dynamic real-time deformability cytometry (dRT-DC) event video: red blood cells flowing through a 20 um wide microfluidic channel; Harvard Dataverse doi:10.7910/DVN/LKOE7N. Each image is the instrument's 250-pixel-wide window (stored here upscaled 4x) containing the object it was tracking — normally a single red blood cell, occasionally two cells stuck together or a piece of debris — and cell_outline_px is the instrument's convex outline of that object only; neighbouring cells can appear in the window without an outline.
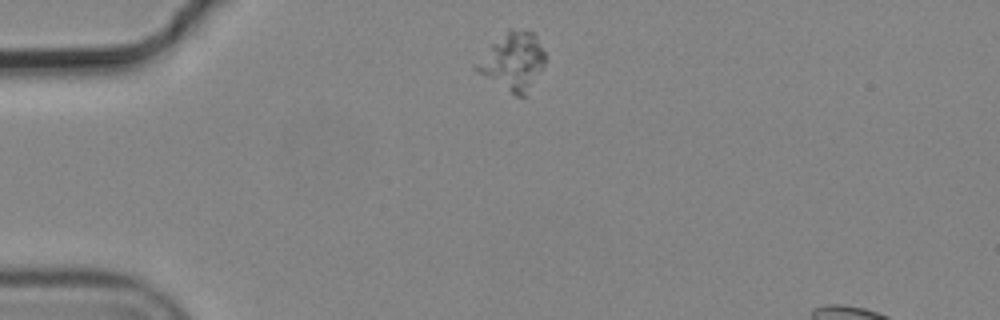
{"species": "common noctule bat (a hibernating species)", "species_latin": "Nyctalus noctula", "temperature_condition": "cold", "stored_images_in_passage": 2, "segment_of_instrument_passage": [1, 2], "camera_frame_rate_fps": 3000, "um_per_image_px": 0.085, "animal": {"sex": "male", "body_mass_g": 19.2, "forearm_length_mm": 51.8}, "frame": {"image": 1, "passage_image": 1, "time_ms": 0.0, "image_size_px": [1000, 320], "cell_outline_px": [[544, 64], [540, 72], [524, 96], [516, 96], [476, 72], [472, 68], [472, 64], [492, 44], [508, 32], [532, 32], [536, 36], [544, 52]], "centroid_in_image_um": [43.55, 5.28], "position_along_channel_um": 41.5, "area_um2": 22.25}}